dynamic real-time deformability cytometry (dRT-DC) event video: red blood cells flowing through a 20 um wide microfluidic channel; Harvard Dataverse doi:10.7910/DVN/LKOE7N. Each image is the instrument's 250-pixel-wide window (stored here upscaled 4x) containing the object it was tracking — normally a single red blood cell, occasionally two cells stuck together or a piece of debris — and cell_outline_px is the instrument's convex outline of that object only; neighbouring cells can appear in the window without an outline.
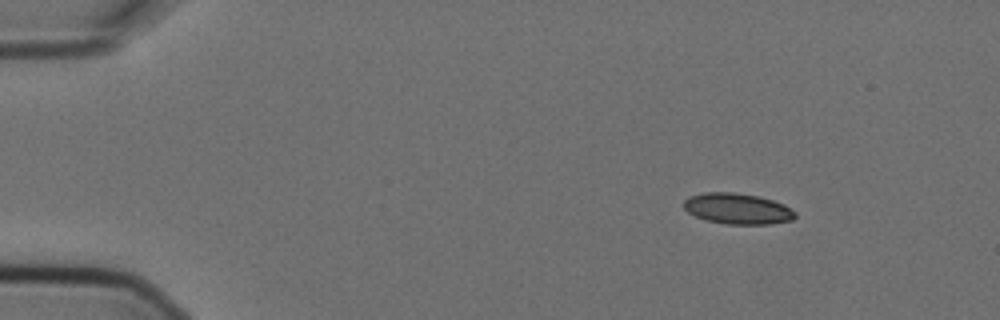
{"species": "Egyptian fruit bat (a non-hibernating species)", "species_latin": "Rousettus aegyptiacus", "temperature_condition": "cold", "stored_images_in_passage": 13, "camera_frame_rate_fps": 3000, "um_per_image_px": 0.085, "animal": {"sex": "female"}, "frame": {"image": 1, "passage_image": 2, "time_ms": 0.333, "image_size_px": [1000, 320], "cell_outline_px": [[796, 216], [792, 220], [772, 224], [728, 224], [704, 220], [688, 212], [684, 208], [684, 200], [688, 196], [704, 192], [732, 192], [756, 196], [772, 200], [784, 204], [796, 212]], "centroid_in_image_um": [62.68, 17.74], "position_along_channel_um": 22.3, "area_um2": 20.06}}
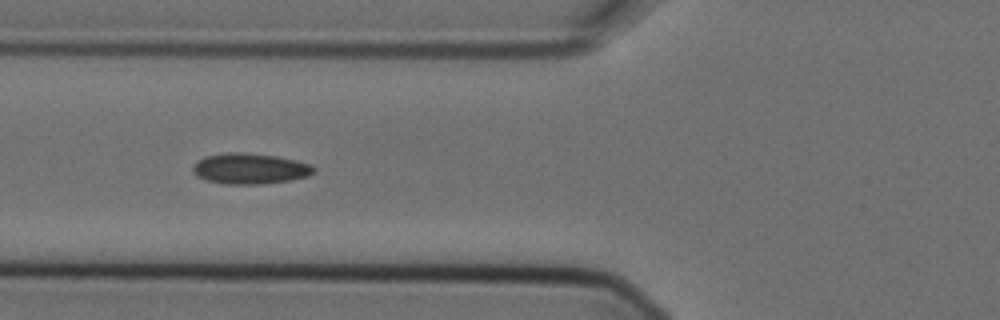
{"frame": {"image": 2, "passage_image": 5, "time_ms": 1.333, "image_size_px": [1000, 320], "cell_outline_px": [[316, 172], [308, 176], [288, 180], [260, 184], [224, 184], [208, 180], [196, 176], [192, 172], [192, 168], [196, 160], [204, 156], [228, 152], [240, 152], [276, 156], [296, 160], [312, 164], [316, 168]], "centroid_in_image_um": [21.24, 14.32], "position_along_channel_um": 104.6, "area_um2": 21.79}}
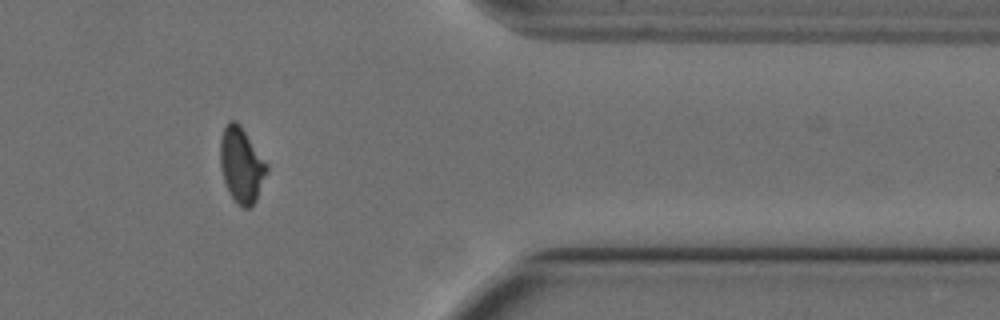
{"frame": {"image": 3, "passage_image": 12, "time_ms": 3.667, "image_size_px": [1000, 320], "cell_outline_px": [[268, 172], [256, 200], [248, 208], [244, 208], [228, 192], [220, 168], [220, 140], [224, 128], [228, 120], [236, 120], [240, 124], [268, 164]], "centroid_in_image_um": [20.52, 13.99], "position_along_channel_um": 390.9, "area_um2": 20.4}}